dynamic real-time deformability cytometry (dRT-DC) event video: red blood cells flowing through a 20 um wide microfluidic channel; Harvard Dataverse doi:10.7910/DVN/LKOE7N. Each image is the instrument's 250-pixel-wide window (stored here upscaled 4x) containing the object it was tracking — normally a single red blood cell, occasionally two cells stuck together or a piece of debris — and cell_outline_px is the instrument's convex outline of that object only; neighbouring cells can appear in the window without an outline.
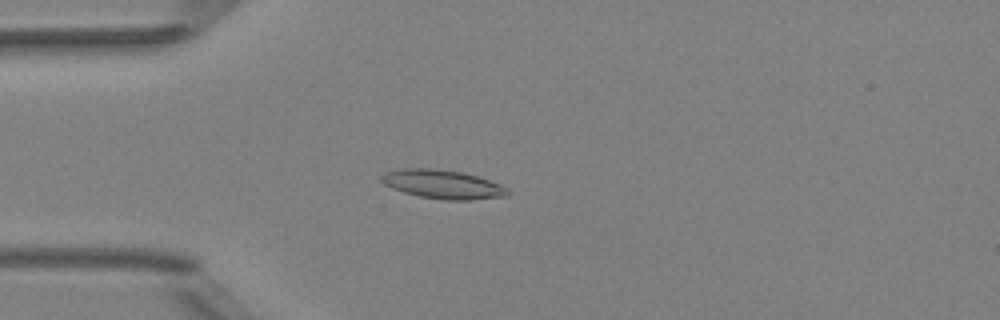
{"species": "Egyptian fruit bat (a non-hibernating species)", "species_latin": "Rousettus aegyptiacus", "temperature_condition": "room temperature", "stored_images_in_passage": 46, "camera_frame_rate_fps": 3000, "um_per_image_px": 0.085, "animal": {"sex": "female"}, "frame": {"image": 1, "passage_image": 13, "time_ms": 4.0, "image_size_px": [1000, 320], "cell_outline_px": [[512, 192], [508, 196], [472, 200], [444, 200], [420, 196], [404, 192], [392, 188], [384, 184], [380, 180], [380, 176], [384, 172], [400, 168], [432, 168], [460, 172], [476, 176], [500, 184], [508, 188]], "centroid_in_image_um": [37.63, 15.67], "position_along_channel_um": 47.4, "area_um2": 21.33}}
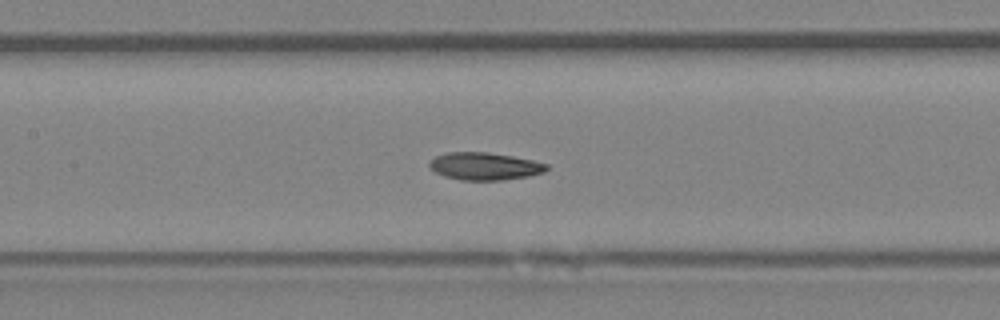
{"frame": {"image": 2, "passage_image": 23, "time_ms": 7.333, "image_size_px": [1000, 320], "cell_outline_px": [[548, 168], [544, 172], [528, 176], [504, 180], [460, 180], [444, 176], [436, 172], [428, 164], [436, 156], [448, 152], [488, 152], [512, 156], [532, 160], [548, 164]], "centroid_in_image_um": [41.21, 14.13], "position_along_channel_um": 166.2, "area_um2": 18.67}}
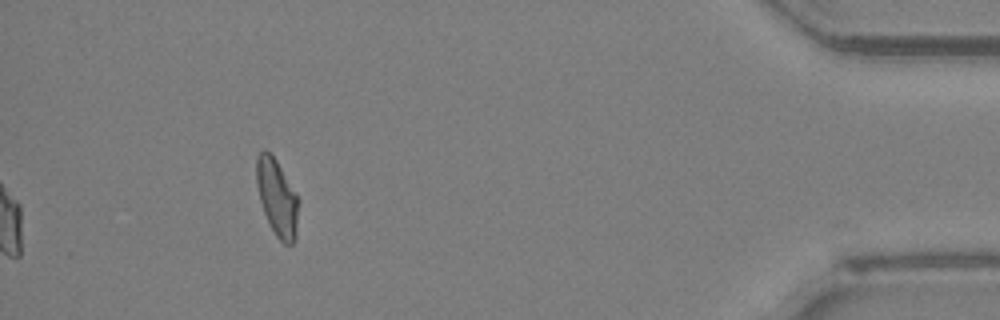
{"frame": {"image": 3, "passage_image": 46, "time_ms": 15.0, "image_size_px": [1000, 320], "cell_outline_px": [[300, 200], [296, 236], [292, 244], [284, 244], [276, 236], [264, 212], [260, 200], [256, 184], [256, 156], [264, 148], [276, 160], [296, 192]], "centroid_in_image_um": [23.57, 16.79], "position_along_channel_um": 411.6, "area_um2": 18.9}, "authors_computed_cell_mechanics": {"area_um2": 20.2011, "velocity_mm_per_s": 4.0095, "shape_relaxation_time_tau1_ms": 5.6182, "shape_relaxation_time_tau2_ms": 3.8984, "deformation_change_tau1": 0.1682, "deformation_change_tau2": 0.0922}}